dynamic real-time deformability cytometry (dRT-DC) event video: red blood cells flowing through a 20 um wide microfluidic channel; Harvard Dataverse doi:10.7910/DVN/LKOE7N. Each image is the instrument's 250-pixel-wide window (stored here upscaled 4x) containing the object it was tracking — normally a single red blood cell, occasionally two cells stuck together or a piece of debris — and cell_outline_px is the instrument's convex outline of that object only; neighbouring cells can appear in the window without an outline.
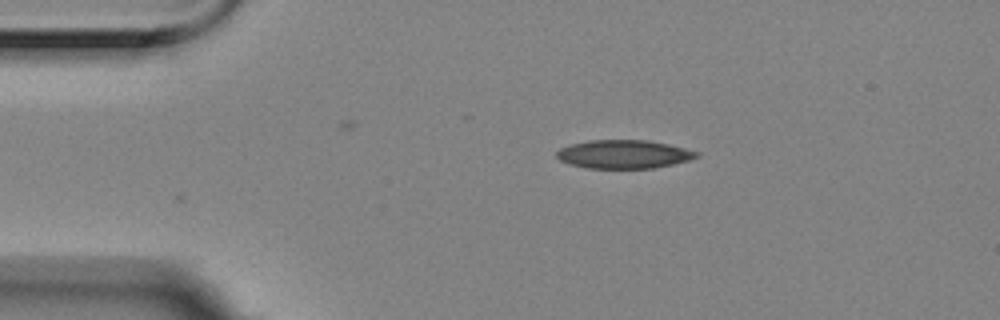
{"species": "Egyptian fruit bat (a non-hibernating species)", "species_latin": "Rousettus aegyptiacus", "temperature_condition": "room temperature", "stored_images_in_passage": 33, "camera_frame_rate_fps": 3000, "um_per_image_px": 0.085, "animal": {"sex": "female"}, "frame": {"image": 1, "passage_image": 1, "time_ms": 0.0, "image_size_px": [1000, 320], "cell_outline_px": [[700, 156], [688, 160], [672, 164], [652, 168], [588, 168], [572, 164], [560, 160], [556, 156], [556, 152], [560, 148], [572, 144], [588, 140], [648, 140], [668, 144], [700, 152]], "centroid_in_image_um": [53.03, 13.1], "position_along_channel_um": 32.0, "area_um2": 23.06}}
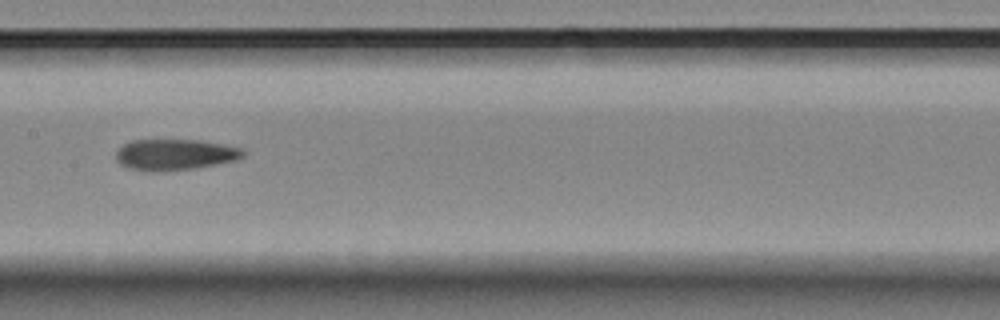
{"frame": {"image": 2, "passage_image": 18, "time_ms": 5.667, "image_size_px": [1000, 320], "cell_outline_px": [[244, 156], [236, 160], [196, 168], [164, 172], [148, 172], [128, 168], [120, 164], [116, 160], [116, 152], [124, 144], [132, 140], [200, 140], [240, 148], [244, 152]], "centroid_in_image_um": [14.82, 13.16], "position_along_channel_um": 192.6, "area_um2": 23.06}}
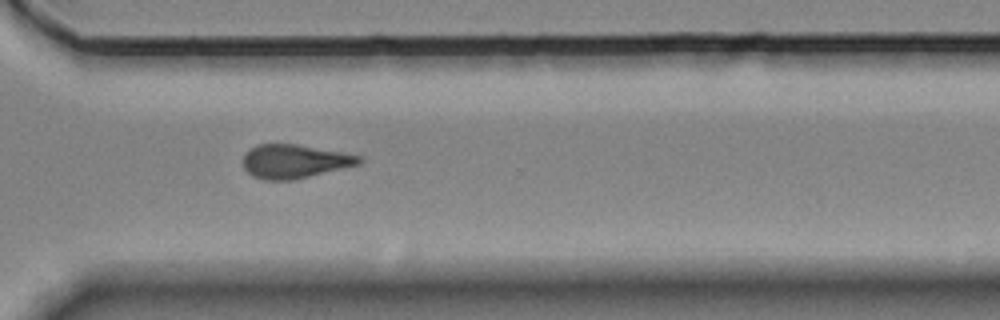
{"frame": {"image": 3, "passage_image": 31, "time_ms": 10.0, "image_size_px": [1000, 320], "cell_outline_px": [[364, 160], [360, 164], [292, 180], [264, 180], [252, 176], [244, 168], [244, 152], [248, 148], [256, 144], [296, 144], [344, 152], [364, 156]], "centroid_in_image_um": [25.04, 13.7], "position_along_channel_um": 345.6, "area_um2": 23.0}, "authors_computed_cell_mechanics": {"area_um2": 23.409, "velocity_mm_per_s": 3.5392, "shape_relaxation_time_tau1_ms": null, "shape_relaxation_time_tau2_ms": 8.7611, "deformation_change_tau1": null, "deformation_change_tau2": 0.1997}}